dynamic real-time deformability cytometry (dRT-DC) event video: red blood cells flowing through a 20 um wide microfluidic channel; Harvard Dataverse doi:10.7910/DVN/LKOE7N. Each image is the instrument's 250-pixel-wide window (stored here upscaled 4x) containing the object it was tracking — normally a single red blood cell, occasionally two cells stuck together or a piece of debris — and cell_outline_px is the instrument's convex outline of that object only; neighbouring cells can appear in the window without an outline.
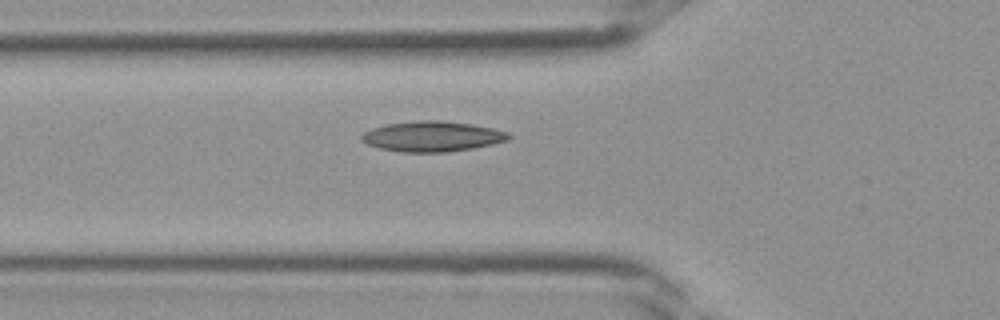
{"species": "Egyptian fruit bat (a non-hibernating species)", "species_latin": "Rousettus aegyptiacus", "temperature_condition": "room temperature", "stored_images_in_passage": 38, "segment_of_instrument_passage": [1, 2], "camera_frame_rate_fps": 3000, "um_per_image_px": 0.085, "frame": {"image": 1, "passage_image": 13, "time_ms": 4.0, "image_size_px": [1000, 320], "cell_outline_px": [[512, 136], [508, 140], [492, 144], [472, 148], [448, 152], [400, 152], [380, 148], [368, 144], [360, 140], [360, 136], [364, 132], [372, 128], [388, 124], [424, 120], [436, 120], [472, 124], [492, 128], [508, 132]], "centroid_in_image_um": [36.74, 11.6], "position_along_channel_um": 89.1, "area_um2": 25.84}}
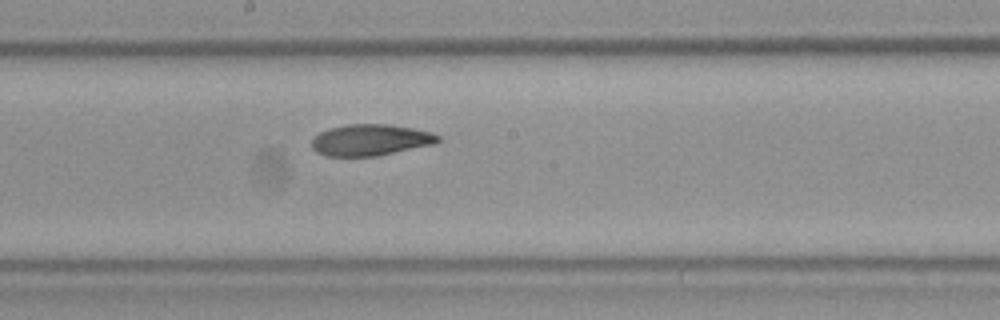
{"frame": {"image": 2, "passage_image": 20, "time_ms": 6.333, "image_size_px": [1000, 320], "cell_outline_px": [[440, 140], [436, 144], [376, 156], [328, 156], [316, 152], [312, 148], [312, 140], [320, 132], [328, 128], [348, 124], [388, 124], [412, 128], [432, 132], [440, 136]], "centroid_in_image_um": [31.51, 11.89], "position_along_channel_um": 216.7, "area_um2": 23.12}}
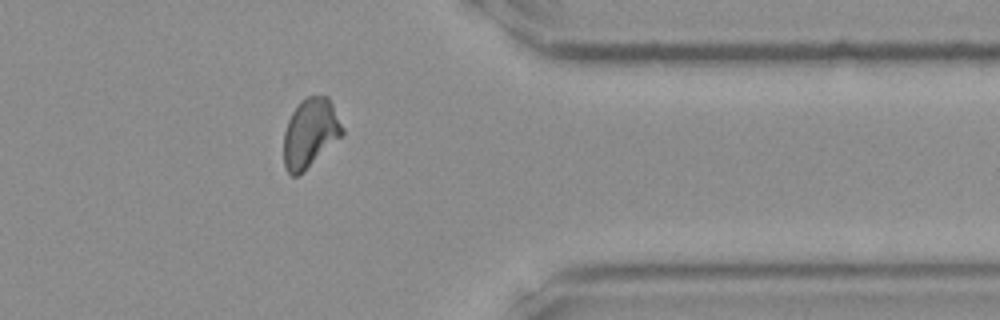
{"frame": {"image": 3, "passage_image": 30, "time_ms": 9.667, "image_size_px": [1000, 320], "cell_outline_px": [[344, 132], [340, 136], [296, 176], [292, 176], [284, 168], [284, 132], [288, 120], [292, 112], [300, 100], [308, 96], [328, 96], [344, 128]], "centroid_in_image_um": [26.34, 11.25], "position_along_channel_um": 385.1, "area_um2": 22.89}}